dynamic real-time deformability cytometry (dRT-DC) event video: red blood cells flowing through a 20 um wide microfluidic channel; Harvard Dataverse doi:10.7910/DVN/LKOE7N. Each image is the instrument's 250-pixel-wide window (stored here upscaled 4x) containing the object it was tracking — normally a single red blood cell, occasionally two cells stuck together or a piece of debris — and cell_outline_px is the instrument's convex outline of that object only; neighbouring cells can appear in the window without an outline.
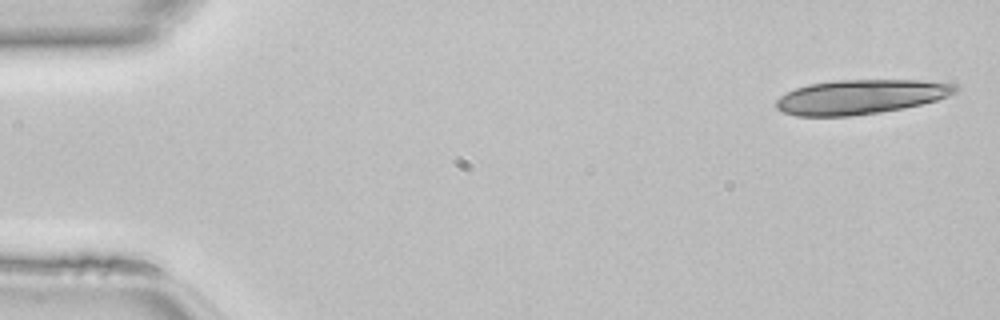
{"species": "common noctule bat (a hibernating species)", "species_latin": "Nyctalus noctula", "temperature_condition": "room temperature", "stored_images_in_passage": 15, "camera_frame_rate_fps": 3000, "um_per_image_px": 0.085, "animal": {"sex": "female", "body_mass_g": 22.7, "forearm_length_mm": 54.2}, "frame": {"image": 1, "passage_image": 1, "time_ms": 0.0, "image_size_px": [1000, 320], "cell_outline_px": [[956, 92], [948, 96], [936, 100], [904, 108], [880, 112], [852, 116], [796, 116], [784, 112], [776, 108], [776, 100], [780, 96], [796, 88], [808, 84], [832, 80], [920, 80], [956, 84]], "centroid_in_image_um": [73.13, 8.23], "position_along_channel_um": 11.9, "area_um2": 35.95}}